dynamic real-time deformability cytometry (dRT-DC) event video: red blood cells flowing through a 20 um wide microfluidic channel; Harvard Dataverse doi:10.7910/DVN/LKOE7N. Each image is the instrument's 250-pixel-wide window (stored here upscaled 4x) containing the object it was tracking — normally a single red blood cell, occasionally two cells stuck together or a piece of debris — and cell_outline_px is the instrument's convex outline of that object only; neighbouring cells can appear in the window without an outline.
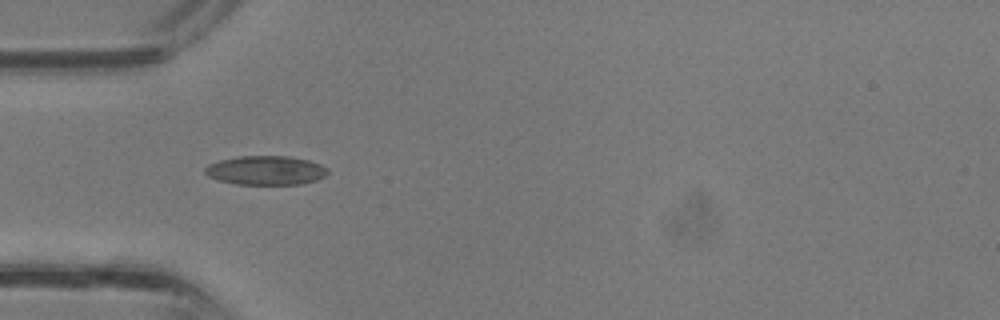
{"species": "common noctule bat (a hibernating species)", "species_latin": "Nyctalus noctula", "temperature_condition": "room temperature", "stored_images_in_passage": 26, "camera_frame_rate_fps": 3000, "um_per_image_px": 0.085, "animal": {"sex": "male", "body_mass_g": 13.3}, "frame": {"image": 1, "passage_image": 1, "time_ms": 0.0, "image_size_px": [1000, 320], "cell_outline_px": [[328, 172], [324, 176], [316, 180], [300, 184], [236, 184], [220, 180], [208, 176], [204, 172], [204, 168], [208, 164], [220, 160], [240, 156], [288, 156], [308, 160], [320, 164], [328, 168]], "centroid_in_image_um": [22.59, 14.47], "position_along_channel_um": 62.4, "area_um2": 20.69}}
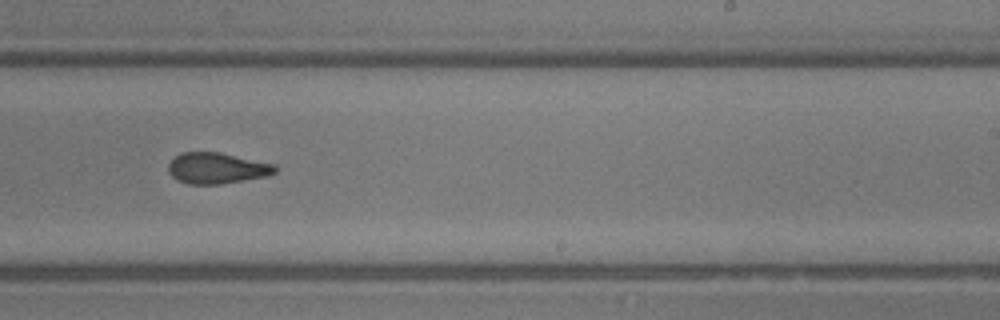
{"frame": {"image": 2, "passage_image": 12, "time_ms": 3.667, "image_size_px": [1000, 320], "cell_outline_px": [[276, 172], [268, 176], [220, 184], [188, 184], [176, 180], [168, 172], [168, 164], [180, 152], [220, 152], [276, 164]], "centroid_in_image_um": [18.43, 14.29], "position_along_channel_um": 270.6, "area_um2": 19.42}}
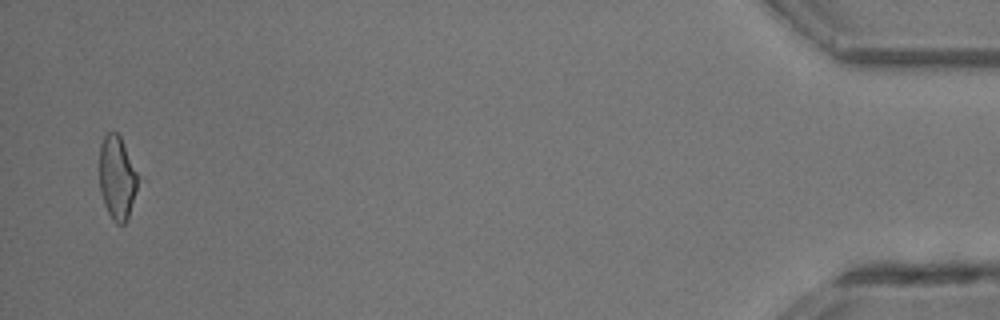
{"frame": {"image": 3, "passage_image": 25, "time_ms": 8.0, "image_size_px": [1000, 320], "cell_outline_px": [[148, 180], [128, 220], [124, 224], [116, 224], [108, 212], [104, 204], [100, 188], [100, 144], [104, 136], [108, 132], [116, 132], [120, 136]], "centroid_in_image_um": [10.16, 15.14], "position_along_channel_um": 425.0, "area_um2": 21.15}}